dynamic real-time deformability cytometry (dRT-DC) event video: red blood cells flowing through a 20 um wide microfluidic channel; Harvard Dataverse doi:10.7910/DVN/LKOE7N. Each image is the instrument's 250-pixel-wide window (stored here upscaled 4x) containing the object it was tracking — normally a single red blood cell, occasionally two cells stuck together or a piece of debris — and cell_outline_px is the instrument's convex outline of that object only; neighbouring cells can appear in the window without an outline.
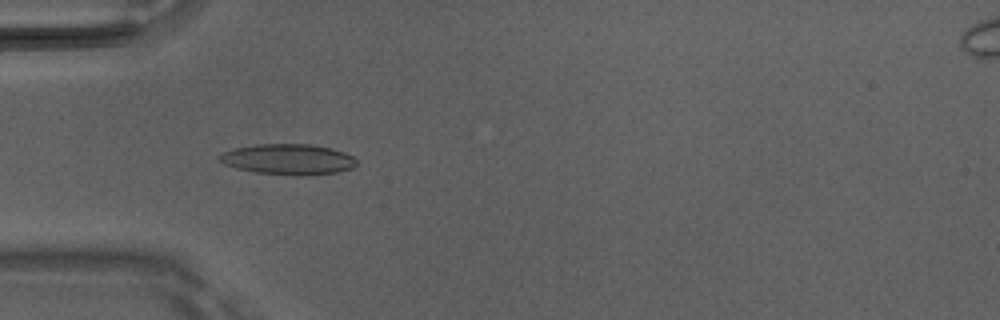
{"species": "Egyptian fruit bat (a non-hibernating species)", "species_latin": "Rousettus aegyptiacus", "temperature_condition": "room temperature", "stored_images_in_passage": 6, "camera_frame_rate_fps": 3000, "um_per_image_px": 0.085, "animal": {"sex": "male"}, "frame": {"image": 1, "passage_image": 5, "time_ms": 1.333, "image_size_px": [1000, 320], "cell_outline_px": [[356, 164], [352, 168], [336, 172], [304, 176], [296, 176], [256, 172], [236, 168], [224, 164], [216, 156], [232, 148], [256, 144], [312, 144], [332, 148], [344, 152], [352, 156], [356, 160]], "centroid_in_image_um": [24.48, 13.54], "position_along_channel_um": 60.5, "area_um2": 24.62}}